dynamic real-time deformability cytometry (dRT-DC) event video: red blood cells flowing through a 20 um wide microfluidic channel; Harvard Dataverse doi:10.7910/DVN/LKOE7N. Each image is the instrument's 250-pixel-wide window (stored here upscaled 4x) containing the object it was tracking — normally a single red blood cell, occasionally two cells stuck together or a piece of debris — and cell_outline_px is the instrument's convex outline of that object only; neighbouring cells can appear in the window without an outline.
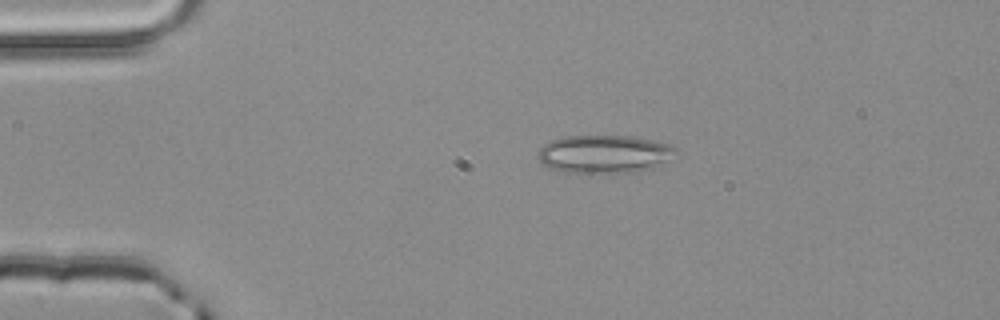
{"species": "common noctule bat (a hibernating species)", "species_latin": "Nyctalus noctula", "temperature_condition": "room temperature", "stored_images_in_passage": 2, "camera_frame_rate_fps": 3000, "um_per_image_px": 0.085, "animal": {"sex": "male", "body_mass_g": 20.4}, "frame": {"image": 1, "passage_image": 1, "time_ms": 0.0, "image_size_px": [1000, 320], "cell_outline_px": [[676, 152], [660, 164], [652, 168], [632, 172], [564, 172], [540, 164], [536, 156], [540, 148], [544, 144], [560, 136], [628, 136], [652, 140], [668, 144], [676, 148]], "centroid_in_image_um": [51.28, 13.08], "position_along_channel_um": 33.7, "area_um2": 30.29}}